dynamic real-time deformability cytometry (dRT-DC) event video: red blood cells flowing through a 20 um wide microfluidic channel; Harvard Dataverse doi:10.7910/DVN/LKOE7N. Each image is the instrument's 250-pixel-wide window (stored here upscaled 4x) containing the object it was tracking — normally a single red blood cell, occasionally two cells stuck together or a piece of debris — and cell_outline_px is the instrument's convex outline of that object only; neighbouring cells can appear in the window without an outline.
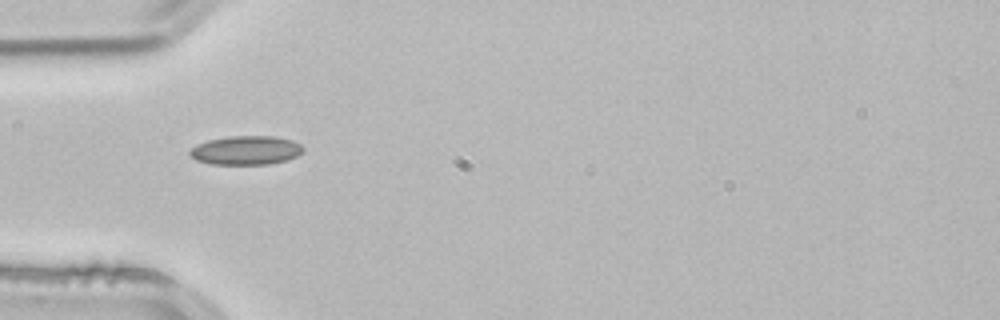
{"species": "common noctule bat (a hibernating species)", "species_latin": "Nyctalus noctula", "temperature_condition": "room temperature", "stored_images_in_passage": 1, "camera_frame_rate_fps": 3000, "um_per_image_px": 0.085, "animal": {"sex": "male", "body_mass_g": 21.5, "forearm_length_mm": 52.0}, "frame": {"image": 1, "passage_image": 1, "time_ms": 0.0, "image_size_px": [1000, 320], "cell_outline_px": [[304, 152], [288, 160], [268, 164], [212, 164], [196, 160], [188, 156], [188, 152], [196, 144], [208, 140], [228, 136], [272, 136], [292, 140], [300, 144], [304, 148]], "centroid_in_image_um": [20.89, 12.77], "position_along_channel_um": 64.1, "area_um2": 19.25}}